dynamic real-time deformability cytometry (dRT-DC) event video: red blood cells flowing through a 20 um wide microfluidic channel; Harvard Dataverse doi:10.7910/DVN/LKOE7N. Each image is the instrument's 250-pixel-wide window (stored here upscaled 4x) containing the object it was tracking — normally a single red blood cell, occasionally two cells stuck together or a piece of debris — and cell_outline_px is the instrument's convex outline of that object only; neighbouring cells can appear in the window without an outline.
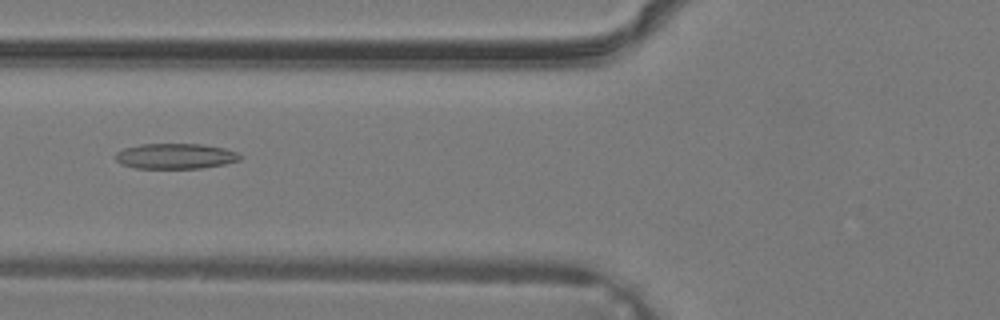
{"species": "common noctule bat (a hibernating species)", "species_latin": "Nyctalus noctula", "temperature_condition": "warm", "stored_images_in_passage": 24, "camera_frame_rate_fps": 3000, "um_per_image_px": 0.085, "animal": {"sex": "male", "body_mass_g": 19.2, "forearm_length_mm": 51.8}, "frame": {"image": 1, "passage_image": 4, "time_ms": 1.0, "image_size_px": [1000, 320], "cell_outline_px": [[244, 156], [240, 160], [224, 164], [200, 168], [136, 168], [120, 164], [116, 160], [116, 152], [124, 148], [140, 144], [204, 144], [224, 148], [236, 152]], "centroid_in_image_um": [14.92, 13.27], "position_along_channel_um": 110.9, "area_um2": 18.5}}
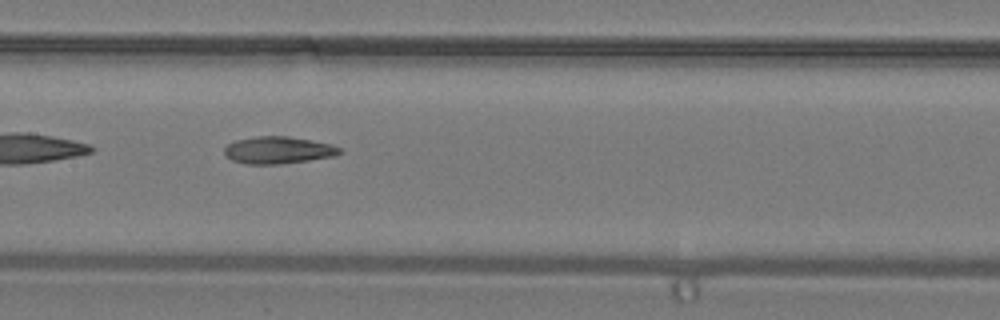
{"frame": {"image": 2, "passage_image": 8, "time_ms": 2.333, "image_size_px": [1000, 320], "cell_outline_px": [[344, 152], [332, 156], [308, 160], [280, 164], [244, 164], [232, 160], [224, 152], [224, 148], [228, 144], [236, 140], [252, 136], [288, 136], [312, 140], [332, 144], [340, 148]], "centroid_in_image_um": [23.64, 12.75], "position_along_channel_um": 183.8, "area_um2": 18.26}}
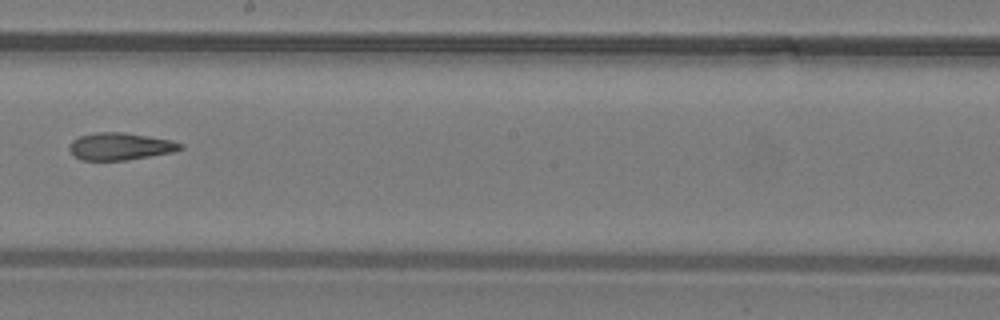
{"frame": {"image": 3, "passage_image": 11, "time_ms": 3.333, "image_size_px": [1000, 320], "cell_outline_px": [[184, 148], [172, 152], [128, 160], [80, 160], [68, 148], [68, 144], [72, 140], [80, 136], [96, 132], [124, 132], [172, 140], [184, 144]], "centroid_in_image_um": [10.22, 12.44], "position_along_channel_um": 238.0, "area_um2": 17.69}}